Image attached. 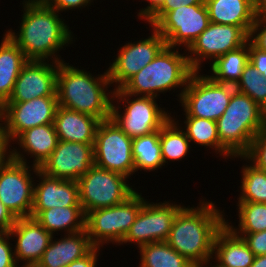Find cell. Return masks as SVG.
Instances as JSON below:
<instances>
[{
    "label": "cell",
    "mask_w": 266,
    "mask_h": 267,
    "mask_svg": "<svg viewBox=\"0 0 266 267\" xmlns=\"http://www.w3.org/2000/svg\"><path fill=\"white\" fill-rule=\"evenodd\" d=\"M210 22L242 27L250 34L255 22L254 0H204Z\"/></svg>",
    "instance_id": "obj_25"
},
{
    "label": "cell",
    "mask_w": 266,
    "mask_h": 267,
    "mask_svg": "<svg viewBox=\"0 0 266 267\" xmlns=\"http://www.w3.org/2000/svg\"><path fill=\"white\" fill-rule=\"evenodd\" d=\"M250 267H266V254L255 256L254 262Z\"/></svg>",
    "instance_id": "obj_48"
},
{
    "label": "cell",
    "mask_w": 266,
    "mask_h": 267,
    "mask_svg": "<svg viewBox=\"0 0 266 267\" xmlns=\"http://www.w3.org/2000/svg\"><path fill=\"white\" fill-rule=\"evenodd\" d=\"M235 90L248 95L266 111V77L252 63L249 62L244 68Z\"/></svg>",
    "instance_id": "obj_35"
},
{
    "label": "cell",
    "mask_w": 266,
    "mask_h": 267,
    "mask_svg": "<svg viewBox=\"0 0 266 267\" xmlns=\"http://www.w3.org/2000/svg\"><path fill=\"white\" fill-rule=\"evenodd\" d=\"M94 165L121 173L128 178L135 173L132 138L110 118L101 121L93 145Z\"/></svg>",
    "instance_id": "obj_11"
},
{
    "label": "cell",
    "mask_w": 266,
    "mask_h": 267,
    "mask_svg": "<svg viewBox=\"0 0 266 267\" xmlns=\"http://www.w3.org/2000/svg\"><path fill=\"white\" fill-rule=\"evenodd\" d=\"M157 99L127 94L121 88L115 89L110 118L132 139L151 134L172 118V113L162 104L159 105Z\"/></svg>",
    "instance_id": "obj_6"
},
{
    "label": "cell",
    "mask_w": 266,
    "mask_h": 267,
    "mask_svg": "<svg viewBox=\"0 0 266 267\" xmlns=\"http://www.w3.org/2000/svg\"><path fill=\"white\" fill-rule=\"evenodd\" d=\"M147 6L140 8L137 13L138 19L146 21L164 2V0H144Z\"/></svg>",
    "instance_id": "obj_45"
},
{
    "label": "cell",
    "mask_w": 266,
    "mask_h": 267,
    "mask_svg": "<svg viewBox=\"0 0 266 267\" xmlns=\"http://www.w3.org/2000/svg\"><path fill=\"white\" fill-rule=\"evenodd\" d=\"M209 24L208 10L203 3L182 5L169 11L153 27L162 35L167 46L187 50Z\"/></svg>",
    "instance_id": "obj_14"
},
{
    "label": "cell",
    "mask_w": 266,
    "mask_h": 267,
    "mask_svg": "<svg viewBox=\"0 0 266 267\" xmlns=\"http://www.w3.org/2000/svg\"><path fill=\"white\" fill-rule=\"evenodd\" d=\"M132 155L136 173L138 170L150 173L163 169L165 166L161 155L160 130L133 138Z\"/></svg>",
    "instance_id": "obj_30"
},
{
    "label": "cell",
    "mask_w": 266,
    "mask_h": 267,
    "mask_svg": "<svg viewBox=\"0 0 266 267\" xmlns=\"http://www.w3.org/2000/svg\"><path fill=\"white\" fill-rule=\"evenodd\" d=\"M255 255L242 237L226 224L217 232L214 240L213 265L216 267H250Z\"/></svg>",
    "instance_id": "obj_24"
},
{
    "label": "cell",
    "mask_w": 266,
    "mask_h": 267,
    "mask_svg": "<svg viewBox=\"0 0 266 267\" xmlns=\"http://www.w3.org/2000/svg\"><path fill=\"white\" fill-rule=\"evenodd\" d=\"M21 2L23 14L19 30L17 33L12 28L5 30L7 35L28 60L63 62L59 52L77 39L68 22L51 6Z\"/></svg>",
    "instance_id": "obj_1"
},
{
    "label": "cell",
    "mask_w": 266,
    "mask_h": 267,
    "mask_svg": "<svg viewBox=\"0 0 266 267\" xmlns=\"http://www.w3.org/2000/svg\"><path fill=\"white\" fill-rule=\"evenodd\" d=\"M101 250L100 247H93L85 256L71 262L67 267H97Z\"/></svg>",
    "instance_id": "obj_43"
},
{
    "label": "cell",
    "mask_w": 266,
    "mask_h": 267,
    "mask_svg": "<svg viewBox=\"0 0 266 267\" xmlns=\"http://www.w3.org/2000/svg\"><path fill=\"white\" fill-rule=\"evenodd\" d=\"M249 40L259 49L266 51V17H256Z\"/></svg>",
    "instance_id": "obj_40"
},
{
    "label": "cell",
    "mask_w": 266,
    "mask_h": 267,
    "mask_svg": "<svg viewBox=\"0 0 266 267\" xmlns=\"http://www.w3.org/2000/svg\"><path fill=\"white\" fill-rule=\"evenodd\" d=\"M10 144L6 139L2 124L0 122V165L10 157Z\"/></svg>",
    "instance_id": "obj_46"
},
{
    "label": "cell",
    "mask_w": 266,
    "mask_h": 267,
    "mask_svg": "<svg viewBox=\"0 0 266 267\" xmlns=\"http://www.w3.org/2000/svg\"><path fill=\"white\" fill-rule=\"evenodd\" d=\"M160 146L164 166L168 161L180 162L190 154L192 148L186 132L173 118L160 129Z\"/></svg>",
    "instance_id": "obj_32"
},
{
    "label": "cell",
    "mask_w": 266,
    "mask_h": 267,
    "mask_svg": "<svg viewBox=\"0 0 266 267\" xmlns=\"http://www.w3.org/2000/svg\"><path fill=\"white\" fill-rule=\"evenodd\" d=\"M202 198L197 207L183 206L178 211L166 241L195 267L212 262L214 240L226 218L215 202Z\"/></svg>",
    "instance_id": "obj_2"
},
{
    "label": "cell",
    "mask_w": 266,
    "mask_h": 267,
    "mask_svg": "<svg viewBox=\"0 0 266 267\" xmlns=\"http://www.w3.org/2000/svg\"><path fill=\"white\" fill-rule=\"evenodd\" d=\"M36 176L30 217L35 218L42 210L54 207L81 206L77 181L49 177L40 170Z\"/></svg>",
    "instance_id": "obj_21"
},
{
    "label": "cell",
    "mask_w": 266,
    "mask_h": 267,
    "mask_svg": "<svg viewBox=\"0 0 266 267\" xmlns=\"http://www.w3.org/2000/svg\"><path fill=\"white\" fill-rule=\"evenodd\" d=\"M243 156L256 168L266 172V127L252 140Z\"/></svg>",
    "instance_id": "obj_36"
},
{
    "label": "cell",
    "mask_w": 266,
    "mask_h": 267,
    "mask_svg": "<svg viewBox=\"0 0 266 267\" xmlns=\"http://www.w3.org/2000/svg\"><path fill=\"white\" fill-rule=\"evenodd\" d=\"M93 145L59 140L39 170L49 177L77 181L94 165Z\"/></svg>",
    "instance_id": "obj_17"
},
{
    "label": "cell",
    "mask_w": 266,
    "mask_h": 267,
    "mask_svg": "<svg viewBox=\"0 0 266 267\" xmlns=\"http://www.w3.org/2000/svg\"><path fill=\"white\" fill-rule=\"evenodd\" d=\"M58 141V135L53 124L27 129L12 141V144L18 146L14 147L10 144V158L29 164L26 157L30 155L29 158H32L33 162L31 165L40 168L57 147Z\"/></svg>",
    "instance_id": "obj_20"
},
{
    "label": "cell",
    "mask_w": 266,
    "mask_h": 267,
    "mask_svg": "<svg viewBox=\"0 0 266 267\" xmlns=\"http://www.w3.org/2000/svg\"><path fill=\"white\" fill-rule=\"evenodd\" d=\"M58 62L28 60L6 103H21L39 97H57Z\"/></svg>",
    "instance_id": "obj_18"
},
{
    "label": "cell",
    "mask_w": 266,
    "mask_h": 267,
    "mask_svg": "<svg viewBox=\"0 0 266 267\" xmlns=\"http://www.w3.org/2000/svg\"><path fill=\"white\" fill-rule=\"evenodd\" d=\"M25 3L32 5L50 6L55 0H23Z\"/></svg>",
    "instance_id": "obj_49"
},
{
    "label": "cell",
    "mask_w": 266,
    "mask_h": 267,
    "mask_svg": "<svg viewBox=\"0 0 266 267\" xmlns=\"http://www.w3.org/2000/svg\"><path fill=\"white\" fill-rule=\"evenodd\" d=\"M60 237V239H57L55 235L52 237L35 267H67L71 262L85 256L94 247L86 229Z\"/></svg>",
    "instance_id": "obj_22"
},
{
    "label": "cell",
    "mask_w": 266,
    "mask_h": 267,
    "mask_svg": "<svg viewBox=\"0 0 266 267\" xmlns=\"http://www.w3.org/2000/svg\"><path fill=\"white\" fill-rule=\"evenodd\" d=\"M38 170L10 157L0 165V200L16 218L30 217Z\"/></svg>",
    "instance_id": "obj_10"
},
{
    "label": "cell",
    "mask_w": 266,
    "mask_h": 267,
    "mask_svg": "<svg viewBox=\"0 0 266 267\" xmlns=\"http://www.w3.org/2000/svg\"><path fill=\"white\" fill-rule=\"evenodd\" d=\"M249 63V40L243 46L229 51L209 63L212 80L227 85L236 86L241 79L246 65Z\"/></svg>",
    "instance_id": "obj_29"
},
{
    "label": "cell",
    "mask_w": 266,
    "mask_h": 267,
    "mask_svg": "<svg viewBox=\"0 0 266 267\" xmlns=\"http://www.w3.org/2000/svg\"><path fill=\"white\" fill-rule=\"evenodd\" d=\"M235 234L242 237L255 256L266 254V231Z\"/></svg>",
    "instance_id": "obj_38"
},
{
    "label": "cell",
    "mask_w": 266,
    "mask_h": 267,
    "mask_svg": "<svg viewBox=\"0 0 266 267\" xmlns=\"http://www.w3.org/2000/svg\"><path fill=\"white\" fill-rule=\"evenodd\" d=\"M111 87L107 70L94 76L69 62L59 63L56 88L59 106L100 121L110 119L114 92Z\"/></svg>",
    "instance_id": "obj_3"
},
{
    "label": "cell",
    "mask_w": 266,
    "mask_h": 267,
    "mask_svg": "<svg viewBox=\"0 0 266 267\" xmlns=\"http://www.w3.org/2000/svg\"><path fill=\"white\" fill-rule=\"evenodd\" d=\"M249 62L266 77V51L257 48L249 40Z\"/></svg>",
    "instance_id": "obj_42"
},
{
    "label": "cell",
    "mask_w": 266,
    "mask_h": 267,
    "mask_svg": "<svg viewBox=\"0 0 266 267\" xmlns=\"http://www.w3.org/2000/svg\"><path fill=\"white\" fill-rule=\"evenodd\" d=\"M146 199L136 191L118 205L95 209L86 214L85 229L94 247L104 244L120 245L141 210Z\"/></svg>",
    "instance_id": "obj_7"
},
{
    "label": "cell",
    "mask_w": 266,
    "mask_h": 267,
    "mask_svg": "<svg viewBox=\"0 0 266 267\" xmlns=\"http://www.w3.org/2000/svg\"><path fill=\"white\" fill-rule=\"evenodd\" d=\"M150 28L151 35L133 43H125L119 48L117 55L113 56L115 58L109 63L107 72L112 87L115 86L114 90L121 88L166 46L162 35L154 27Z\"/></svg>",
    "instance_id": "obj_15"
},
{
    "label": "cell",
    "mask_w": 266,
    "mask_h": 267,
    "mask_svg": "<svg viewBox=\"0 0 266 267\" xmlns=\"http://www.w3.org/2000/svg\"><path fill=\"white\" fill-rule=\"evenodd\" d=\"M235 86L218 83L195 71L182 93L179 105L185 117L217 121L230 103Z\"/></svg>",
    "instance_id": "obj_9"
},
{
    "label": "cell",
    "mask_w": 266,
    "mask_h": 267,
    "mask_svg": "<svg viewBox=\"0 0 266 267\" xmlns=\"http://www.w3.org/2000/svg\"><path fill=\"white\" fill-rule=\"evenodd\" d=\"M204 0H164L163 4L145 21L153 27L167 12L180 8L182 5L203 4Z\"/></svg>",
    "instance_id": "obj_37"
},
{
    "label": "cell",
    "mask_w": 266,
    "mask_h": 267,
    "mask_svg": "<svg viewBox=\"0 0 266 267\" xmlns=\"http://www.w3.org/2000/svg\"><path fill=\"white\" fill-rule=\"evenodd\" d=\"M243 159L241 167L240 194L237 197L238 202H254L266 204V172L259 170L251 164L244 156H234L232 160Z\"/></svg>",
    "instance_id": "obj_33"
},
{
    "label": "cell",
    "mask_w": 266,
    "mask_h": 267,
    "mask_svg": "<svg viewBox=\"0 0 266 267\" xmlns=\"http://www.w3.org/2000/svg\"><path fill=\"white\" fill-rule=\"evenodd\" d=\"M94 0H55L50 6L59 13L75 9L82 10L91 6ZM80 8V9H79Z\"/></svg>",
    "instance_id": "obj_41"
},
{
    "label": "cell",
    "mask_w": 266,
    "mask_h": 267,
    "mask_svg": "<svg viewBox=\"0 0 266 267\" xmlns=\"http://www.w3.org/2000/svg\"><path fill=\"white\" fill-rule=\"evenodd\" d=\"M8 233L15 239L13 250L19 267H35L53 237L32 217L17 218Z\"/></svg>",
    "instance_id": "obj_19"
},
{
    "label": "cell",
    "mask_w": 266,
    "mask_h": 267,
    "mask_svg": "<svg viewBox=\"0 0 266 267\" xmlns=\"http://www.w3.org/2000/svg\"><path fill=\"white\" fill-rule=\"evenodd\" d=\"M27 62L23 51L5 32L0 42V108L11 96L14 84Z\"/></svg>",
    "instance_id": "obj_26"
},
{
    "label": "cell",
    "mask_w": 266,
    "mask_h": 267,
    "mask_svg": "<svg viewBox=\"0 0 266 267\" xmlns=\"http://www.w3.org/2000/svg\"><path fill=\"white\" fill-rule=\"evenodd\" d=\"M127 176L93 165L78 180L79 202L85 215L126 201L137 190ZM131 185V186H130ZM134 187V188H133Z\"/></svg>",
    "instance_id": "obj_8"
},
{
    "label": "cell",
    "mask_w": 266,
    "mask_h": 267,
    "mask_svg": "<svg viewBox=\"0 0 266 267\" xmlns=\"http://www.w3.org/2000/svg\"><path fill=\"white\" fill-rule=\"evenodd\" d=\"M172 118L186 132L190 143L206 147L205 149L209 148L207 150H213L212 152L219 155L217 157L225 158V160L233 159L234 156L220 143L216 121L197 117H185L182 122L175 115H172ZM183 124L185 125L182 126Z\"/></svg>",
    "instance_id": "obj_27"
},
{
    "label": "cell",
    "mask_w": 266,
    "mask_h": 267,
    "mask_svg": "<svg viewBox=\"0 0 266 267\" xmlns=\"http://www.w3.org/2000/svg\"><path fill=\"white\" fill-rule=\"evenodd\" d=\"M16 217L0 200V233H8L16 222Z\"/></svg>",
    "instance_id": "obj_44"
},
{
    "label": "cell",
    "mask_w": 266,
    "mask_h": 267,
    "mask_svg": "<svg viewBox=\"0 0 266 267\" xmlns=\"http://www.w3.org/2000/svg\"><path fill=\"white\" fill-rule=\"evenodd\" d=\"M216 125L220 143L233 156H243L266 127V111L248 95L235 90Z\"/></svg>",
    "instance_id": "obj_5"
},
{
    "label": "cell",
    "mask_w": 266,
    "mask_h": 267,
    "mask_svg": "<svg viewBox=\"0 0 266 267\" xmlns=\"http://www.w3.org/2000/svg\"><path fill=\"white\" fill-rule=\"evenodd\" d=\"M181 204L173 203V200L157 203L146 199L135 222L119 246L131 243L139 248L148 243L167 241L173 221L184 206L183 203Z\"/></svg>",
    "instance_id": "obj_12"
},
{
    "label": "cell",
    "mask_w": 266,
    "mask_h": 267,
    "mask_svg": "<svg viewBox=\"0 0 266 267\" xmlns=\"http://www.w3.org/2000/svg\"><path fill=\"white\" fill-rule=\"evenodd\" d=\"M35 219L52 236L85 230L86 215L81 206L54 207L42 210Z\"/></svg>",
    "instance_id": "obj_28"
},
{
    "label": "cell",
    "mask_w": 266,
    "mask_h": 267,
    "mask_svg": "<svg viewBox=\"0 0 266 267\" xmlns=\"http://www.w3.org/2000/svg\"><path fill=\"white\" fill-rule=\"evenodd\" d=\"M138 250L139 267H195L166 241L148 243Z\"/></svg>",
    "instance_id": "obj_31"
},
{
    "label": "cell",
    "mask_w": 266,
    "mask_h": 267,
    "mask_svg": "<svg viewBox=\"0 0 266 267\" xmlns=\"http://www.w3.org/2000/svg\"><path fill=\"white\" fill-rule=\"evenodd\" d=\"M165 46L158 55L138 73L133 75L121 89L135 96L158 98L160 94L172 90L178 101L184 92L191 75L195 72L190 66L187 51ZM182 53V54H181Z\"/></svg>",
    "instance_id": "obj_4"
},
{
    "label": "cell",
    "mask_w": 266,
    "mask_h": 267,
    "mask_svg": "<svg viewBox=\"0 0 266 267\" xmlns=\"http://www.w3.org/2000/svg\"><path fill=\"white\" fill-rule=\"evenodd\" d=\"M255 1V15L256 17H266V0Z\"/></svg>",
    "instance_id": "obj_47"
},
{
    "label": "cell",
    "mask_w": 266,
    "mask_h": 267,
    "mask_svg": "<svg viewBox=\"0 0 266 267\" xmlns=\"http://www.w3.org/2000/svg\"><path fill=\"white\" fill-rule=\"evenodd\" d=\"M238 227L227 218L225 224L234 233H256L266 231V204L254 202H237ZM229 221V222H228Z\"/></svg>",
    "instance_id": "obj_34"
},
{
    "label": "cell",
    "mask_w": 266,
    "mask_h": 267,
    "mask_svg": "<svg viewBox=\"0 0 266 267\" xmlns=\"http://www.w3.org/2000/svg\"><path fill=\"white\" fill-rule=\"evenodd\" d=\"M100 122L93 116L59 106L53 125L59 140L94 144Z\"/></svg>",
    "instance_id": "obj_23"
},
{
    "label": "cell",
    "mask_w": 266,
    "mask_h": 267,
    "mask_svg": "<svg viewBox=\"0 0 266 267\" xmlns=\"http://www.w3.org/2000/svg\"><path fill=\"white\" fill-rule=\"evenodd\" d=\"M197 267H216V266H214V265L212 264V262H211V263H208V264H206V265H201V266H197Z\"/></svg>",
    "instance_id": "obj_50"
},
{
    "label": "cell",
    "mask_w": 266,
    "mask_h": 267,
    "mask_svg": "<svg viewBox=\"0 0 266 267\" xmlns=\"http://www.w3.org/2000/svg\"><path fill=\"white\" fill-rule=\"evenodd\" d=\"M248 40L249 34L242 27L210 22L186 50L190 66L194 71L201 72L205 64L203 62L212 63L223 54L243 46Z\"/></svg>",
    "instance_id": "obj_13"
},
{
    "label": "cell",
    "mask_w": 266,
    "mask_h": 267,
    "mask_svg": "<svg viewBox=\"0 0 266 267\" xmlns=\"http://www.w3.org/2000/svg\"><path fill=\"white\" fill-rule=\"evenodd\" d=\"M57 97H39L21 103H5L0 108V122L9 144L23 131L46 124H53Z\"/></svg>",
    "instance_id": "obj_16"
},
{
    "label": "cell",
    "mask_w": 266,
    "mask_h": 267,
    "mask_svg": "<svg viewBox=\"0 0 266 267\" xmlns=\"http://www.w3.org/2000/svg\"><path fill=\"white\" fill-rule=\"evenodd\" d=\"M11 240L9 233H0V267H19L15 261Z\"/></svg>",
    "instance_id": "obj_39"
}]
</instances>
